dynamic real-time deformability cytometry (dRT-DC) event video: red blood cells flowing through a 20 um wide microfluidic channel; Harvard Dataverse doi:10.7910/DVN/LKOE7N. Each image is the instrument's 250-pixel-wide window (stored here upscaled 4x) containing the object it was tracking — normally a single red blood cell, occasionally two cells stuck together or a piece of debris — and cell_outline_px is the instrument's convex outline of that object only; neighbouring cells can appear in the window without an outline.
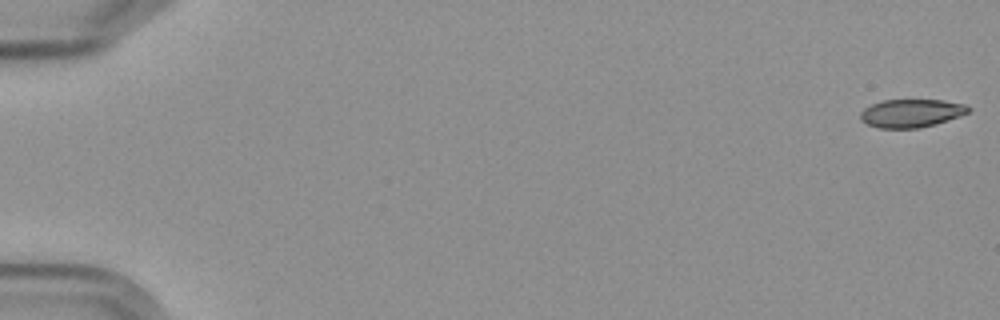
{"species": "Egyptian fruit bat (a non-hibernating species)", "species_latin": "Rousettus aegyptiacus", "temperature_condition": "cold", "stored_images_in_passage": 5, "camera_frame_rate_fps": 3000, "um_per_image_px": 0.085, "frame": {"image": 1, "passage_image": 1, "time_ms": 0.0, "image_size_px": [1000, 320], "cell_outline_px": [[972, 108], [968, 112], [960, 116], [920, 128], [876, 128], [860, 120], [860, 112], [864, 108], [872, 104], [884, 100], [944, 100], [964, 104]], "centroid_in_image_um": [77.44, 9.62], "position_along_channel_um": 7.6, "area_um2": 17.69}}
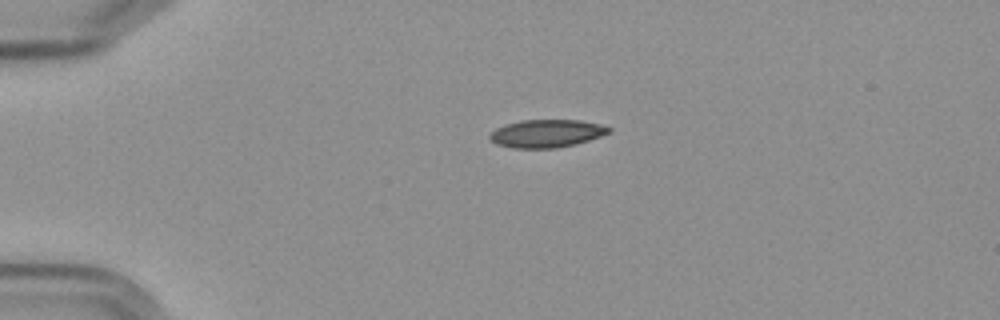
{"frame": {"image": 2, "passage_image": 4, "time_ms": 4.333, "image_size_px": [1000, 320], "cell_outline_px": [[612, 128], [608, 132], [600, 136], [576, 144], [556, 148], [512, 148], [496, 144], [488, 136], [496, 128], [504, 124], [520, 120], [580, 120], [600, 124]], "centroid_in_image_um": [46.43, 11.34], "position_along_channel_um": 38.6, "area_um2": 19.31}}